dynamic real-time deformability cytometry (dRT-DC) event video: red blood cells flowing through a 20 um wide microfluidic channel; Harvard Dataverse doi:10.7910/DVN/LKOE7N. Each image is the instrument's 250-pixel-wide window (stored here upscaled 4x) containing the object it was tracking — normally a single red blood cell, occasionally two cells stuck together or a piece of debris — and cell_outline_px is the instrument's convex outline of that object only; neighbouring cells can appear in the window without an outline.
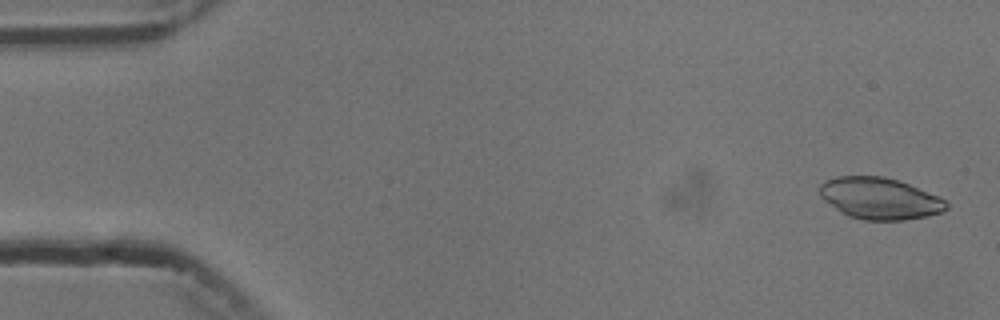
{"species": "common noctule bat (a hibernating species)", "species_latin": "Nyctalus noctula", "temperature_condition": "cold", "stored_images_in_passage": 54, "camera_frame_rate_fps": 3000, "um_per_image_px": 0.085, "animal": {"sex": "male", "body_mass_g": 13.3}, "frame": {"image": 1, "passage_image": 2, "time_ms": 0.333, "image_size_px": [1000, 320], "cell_outline_px": [[948, 208], [940, 212], [924, 216], [904, 220], [864, 220], [848, 216], [824, 200], [820, 196], [820, 184], [824, 180], [836, 176], [884, 176], [900, 180], [940, 196], [948, 204]], "centroid_in_image_um": [74.77, 16.85], "position_along_channel_um": 10.2, "area_um2": 30.75}}